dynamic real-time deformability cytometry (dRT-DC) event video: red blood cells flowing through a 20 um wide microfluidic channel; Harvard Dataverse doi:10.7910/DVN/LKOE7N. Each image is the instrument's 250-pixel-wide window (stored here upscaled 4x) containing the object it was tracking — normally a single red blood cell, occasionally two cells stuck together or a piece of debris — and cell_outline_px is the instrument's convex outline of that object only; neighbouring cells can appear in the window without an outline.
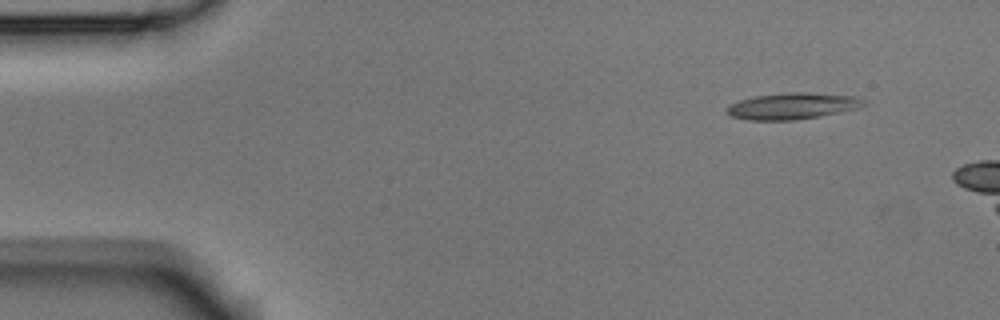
{"species": "Egyptian fruit bat (a non-hibernating species)", "species_latin": "Rousettus aegyptiacus", "temperature_condition": "room temperature", "stored_images_in_passage": 3, "camera_frame_rate_fps": 3000, "um_per_image_px": 0.085, "animal": {"sex": "male"}, "frame": {"image": 1, "passage_image": 1, "time_ms": 0.0, "image_size_px": [1000, 320], "cell_outline_px": [[868, 104], [860, 108], [816, 116], [792, 120], [748, 120], [732, 116], [728, 112], [728, 108], [732, 104], [740, 100], [756, 96], [788, 92], [808, 92], [856, 96], [864, 100]], "centroid_in_image_um": [67.42, 9.0], "position_along_channel_um": 17.6, "area_um2": 20.75}}